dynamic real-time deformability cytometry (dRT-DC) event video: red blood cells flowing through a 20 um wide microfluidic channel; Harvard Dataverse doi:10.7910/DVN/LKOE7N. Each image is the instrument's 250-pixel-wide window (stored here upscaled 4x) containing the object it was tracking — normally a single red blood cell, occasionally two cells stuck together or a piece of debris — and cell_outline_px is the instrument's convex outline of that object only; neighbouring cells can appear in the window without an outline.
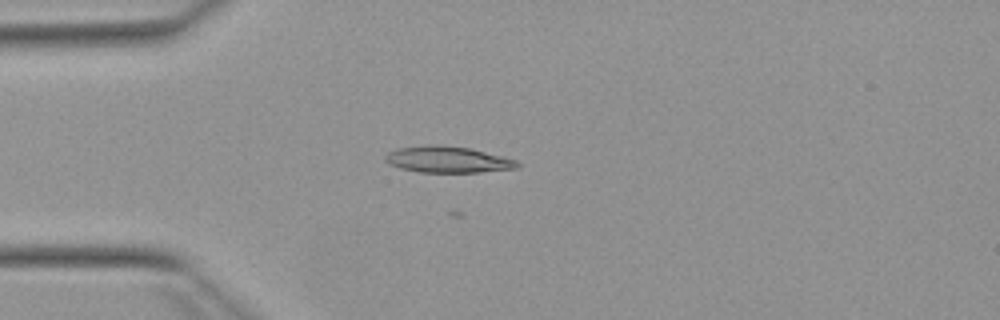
{"species": "Egyptian fruit bat (a non-hibernating species)", "species_latin": "Rousettus aegyptiacus", "temperature_condition": "warm", "stored_images_in_passage": 24, "camera_frame_rate_fps": 3000, "um_per_image_px": 0.085, "animal": {"sex": "female"}, "frame": {"image": 1, "passage_image": 11, "time_ms": 3.333, "image_size_px": [1000, 320], "cell_outline_px": [[520, 164], [516, 168], [480, 172], [420, 172], [400, 168], [388, 164], [384, 160], [384, 156], [388, 152], [396, 148], [428, 144], [436, 144], [472, 148], [516, 160]], "centroid_in_image_um": [38.0, 13.55], "position_along_channel_um": 47.0, "area_um2": 20.4}}
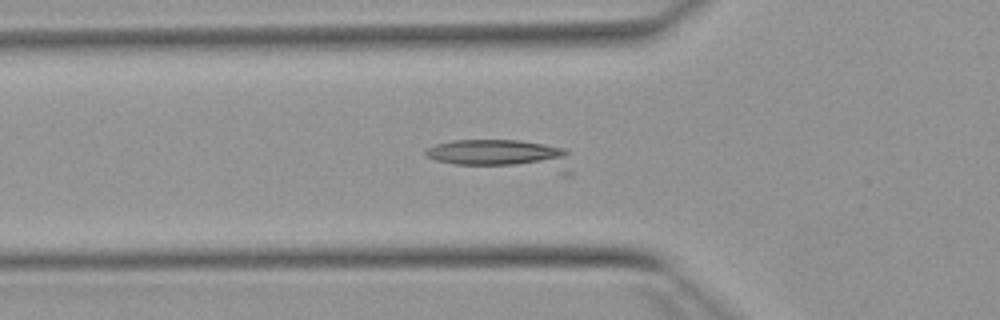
{"frame": {"image": 2, "passage_image": 15, "time_ms": 4.667, "image_size_px": [1000, 320], "cell_outline_px": [[572, 176], [560, 176], [456, 164], [436, 160], [428, 156], [424, 152], [428, 148], [436, 144], [452, 140], [520, 140], [544, 144], [564, 148], [568, 152], [572, 172]], "centroid_in_image_um": [42.9, 13.24], "position_along_channel_um": 82.9, "area_um2": 27.28}}
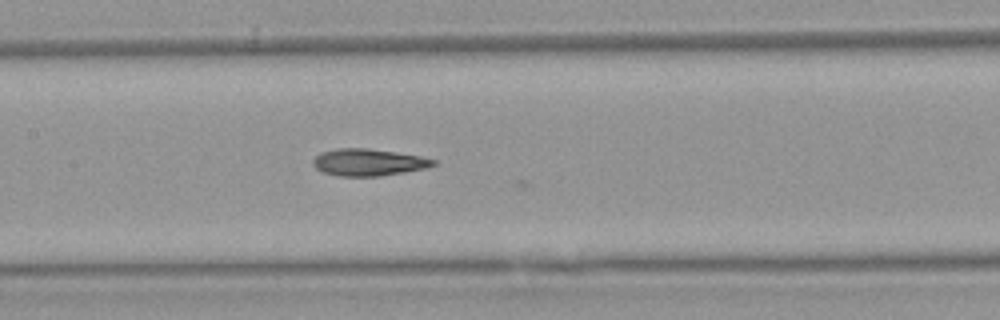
{"frame": {"image": 3, "passage_image": 22, "time_ms": 7.0, "image_size_px": [1000, 320], "cell_outline_px": [[436, 164], [428, 168], [380, 176], [340, 176], [324, 172], [316, 168], [312, 164], [312, 160], [320, 152], [336, 148], [364, 148], [396, 152], [420, 156], [436, 160]], "centroid_in_image_um": [31.31, 13.79], "position_along_channel_um": 176.1, "area_um2": 18.9}}